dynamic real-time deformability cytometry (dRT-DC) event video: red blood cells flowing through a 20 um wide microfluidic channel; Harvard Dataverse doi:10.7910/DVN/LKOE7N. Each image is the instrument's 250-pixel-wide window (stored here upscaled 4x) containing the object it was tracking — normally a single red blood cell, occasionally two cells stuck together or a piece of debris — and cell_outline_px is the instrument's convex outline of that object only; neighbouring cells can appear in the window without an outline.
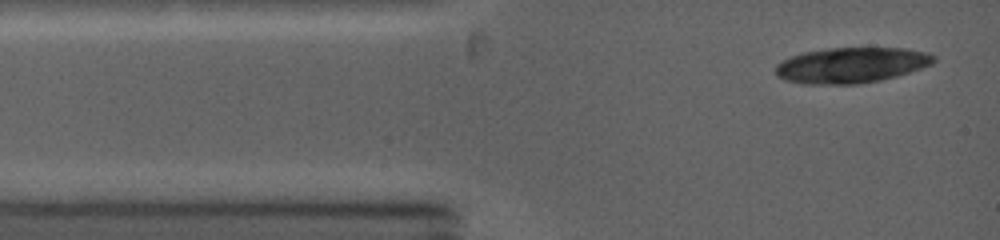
{"species": "common noctule bat (a hibernating species)", "species_latin": "Nyctalus noctula", "temperature_condition": "warm", "stored_images_in_passage": 2, "camera_frame_rate_fps": 5000, "um_per_image_px": 0.085, "animal": {"sex": "female", "body_mass_g": 19.0, "forearm_length_mm": 53.3}, "frame": {"image": 1, "passage_image": 1, "time_ms": 0.0, "image_size_px": [1000, 240], "cell_outline_px": [[936, 60], [932, 64], [896, 76], [880, 80], [856, 84], [804, 84], [784, 80], [776, 76], [776, 64], [792, 56], [804, 52], [828, 48], [908, 48], [928, 52], [936, 56]], "centroid_in_image_um": [72.37, 5.53], "position_along_channel_um": 12.6, "area_um2": 32.77}}